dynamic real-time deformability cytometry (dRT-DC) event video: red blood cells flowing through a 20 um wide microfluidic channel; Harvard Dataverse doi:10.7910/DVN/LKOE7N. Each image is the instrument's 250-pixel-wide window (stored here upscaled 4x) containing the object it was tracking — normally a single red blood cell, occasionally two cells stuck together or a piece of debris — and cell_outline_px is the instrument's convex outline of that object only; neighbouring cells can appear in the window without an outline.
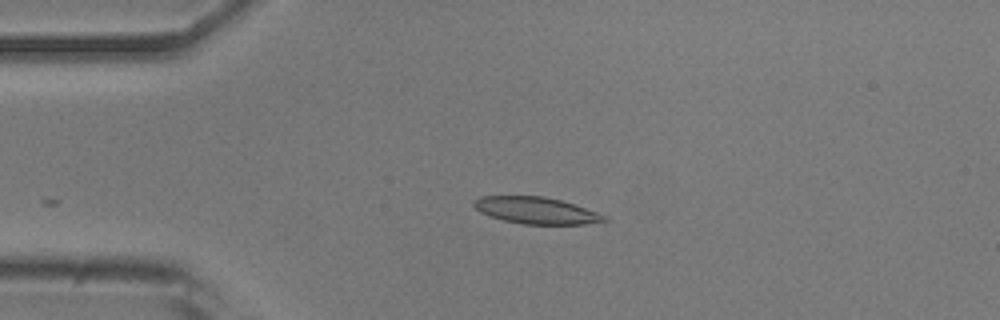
{"species": "common noctule bat (a hibernating species)", "species_latin": "Nyctalus noctula", "temperature_condition": "room temperature", "stored_images_in_passage": 32, "camera_frame_rate_fps": 3000, "um_per_image_px": 0.085, "animal": {"sex": "male", "body_mass_g": 20.5, "forearm_length_mm": 52.5}, "frame": {"image": 1, "passage_image": 1, "time_ms": 0.0, "image_size_px": [1000, 320], "cell_outline_px": [[608, 220], [584, 224], [524, 224], [504, 220], [480, 212], [472, 204], [472, 200], [480, 196], [544, 196], [560, 200], [608, 216]], "centroid_in_image_um": [45.54, 17.88], "position_along_channel_um": 39.5, "area_um2": 20.06}}
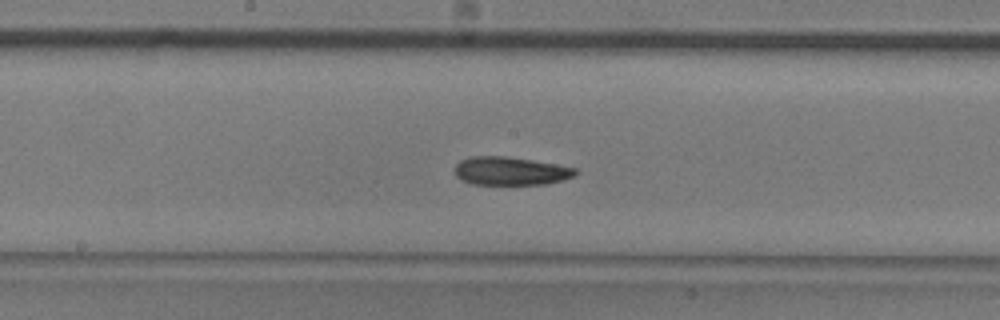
{"frame": {"image": 2, "passage_image": 16, "time_ms": 5.0, "image_size_px": [1000, 320], "cell_outline_px": [[576, 172], [572, 176], [564, 180], [548, 184], [472, 184], [460, 180], [456, 176], [456, 164], [460, 160], [472, 156], [504, 156], [532, 160], [556, 164], [576, 168]], "centroid_in_image_um": [43.38, 14.54], "position_along_channel_um": 204.8, "area_um2": 19.83}}
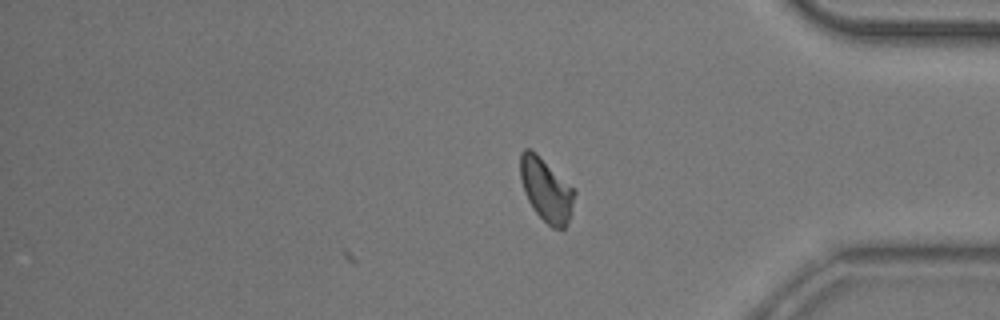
{"frame": {"image": 3, "passage_image": 32, "time_ms": 10.333, "image_size_px": [1000, 320], "cell_outline_px": [[576, 192], [568, 220], [564, 228], [552, 228], [532, 208], [524, 192], [520, 180], [520, 152], [524, 148], [528, 148], [536, 152]], "centroid_in_image_um": [46.38, 16.11], "position_along_channel_um": 388.8, "area_um2": 19.59}, "authors_computed_cell_mechanics": {"area_um2": 20.0277, "velocity_mm_per_s": 3.8228, "shape_relaxation_time_tau1_ms": 3.4072, "shape_relaxation_time_tau2_ms": 3.9408, "deformation_change_tau1": 0.1214, "deformation_change_tau2": 0.1082}}